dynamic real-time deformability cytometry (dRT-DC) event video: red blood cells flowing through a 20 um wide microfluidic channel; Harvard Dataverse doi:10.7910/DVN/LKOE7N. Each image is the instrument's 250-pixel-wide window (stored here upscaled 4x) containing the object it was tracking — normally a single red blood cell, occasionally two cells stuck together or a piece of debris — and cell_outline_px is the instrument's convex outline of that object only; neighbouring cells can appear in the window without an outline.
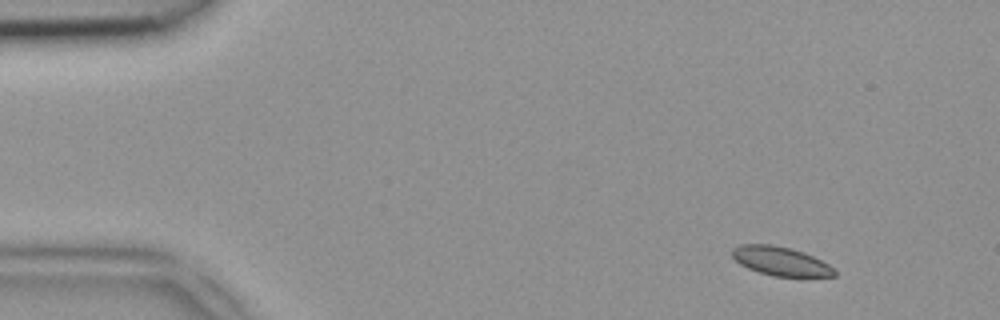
{"species": "common noctule bat (a hibernating species)", "species_latin": "Nyctalus noctula", "temperature_condition": "room temperature", "stored_images_in_passage": 48, "segment_of_instrument_passage": [1, 2], "camera_frame_rate_fps": 3000, "um_per_image_px": 0.085, "animal": {"sex": "female", "body_mass_g": 18.4}, "frame": {"image": 1, "passage_image": 4, "time_ms": 1.0, "image_size_px": [1000, 320], "cell_outline_px": [[836, 276], [772, 276], [748, 268], [740, 264], [732, 256], [732, 248], [740, 244], [768, 244], [788, 248], [804, 252], [828, 264], [836, 272]], "centroid_in_image_um": [66.32, 22.19], "position_along_channel_um": 18.7, "area_um2": 16.94}}
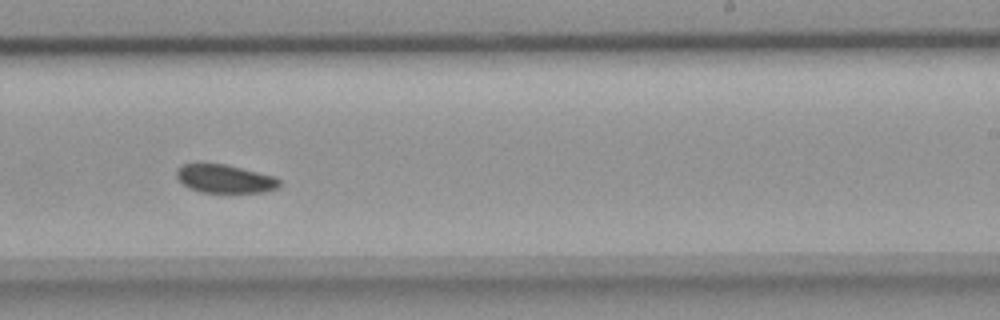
{"frame": {"image": 2, "passage_image": 29, "time_ms": 9.333, "image_size_px": [1000, 320], "cell_outline_px": [[280, 188], [268, 192], [200, 192], [188, 188], [176, 176], [176, 168], [184, 164], [224, 164], [276, 176], [280, 180]], "centroid_in_image_um": [19.16, 15.21], "position_along_channel_um": 269.8, "area_um2": 17.05}}
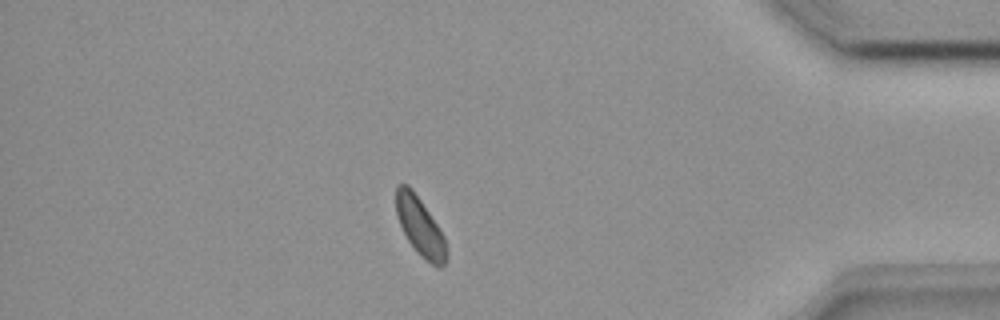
{"frame": {"image": 3, "passage_image": 41, "time_ms": 13.333, "image_size_px": [1000, 320], "cell_outline_px": [[448, 260], [444, 264], [432, 264], [420, 256], [408, 240], [396, 216], [396, 184], [408, 184], [412, 188], [444, 236], [448, 248]], "centroid_in_image_um": [35.7, 19.25], "position_along_channel_um": 399.5, "area_um2": 16.94}}